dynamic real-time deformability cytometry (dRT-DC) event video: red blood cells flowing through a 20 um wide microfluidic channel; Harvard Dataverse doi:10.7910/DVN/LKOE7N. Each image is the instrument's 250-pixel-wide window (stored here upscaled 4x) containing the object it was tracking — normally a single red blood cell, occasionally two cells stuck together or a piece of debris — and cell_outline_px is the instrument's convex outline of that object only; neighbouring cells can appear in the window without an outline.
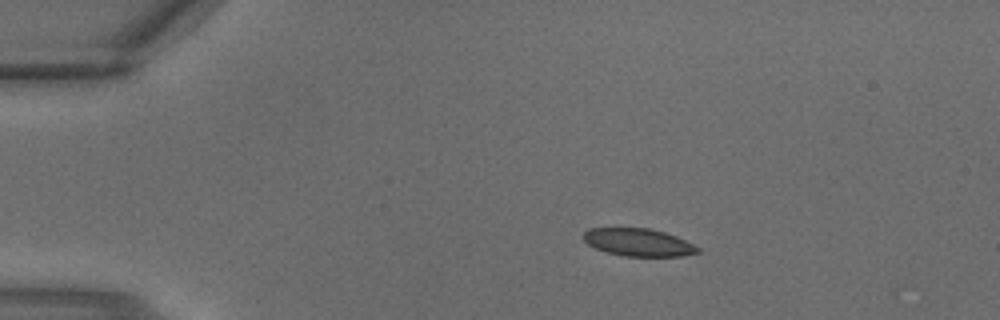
{"species": "common noctule bat (a hibernating species)", "species_latin": "Nyctalus noctula", "temperature_condition": "warm", "stored_images_in_passage": 2, "camera_frame_rate_fps": 3000, "um_per_image_px": 0.085, "animal": {"sex": "male", "body_mass_g": 18.8}, "frame": {"image": 1, "passage_image": 1, "time_ms": 0.0, "image_size_px": [1000, 320], "cell_outline_px": [[700, 252], [680, 256], [624, 256], [608, 252], [596, 248], [588, 244], [584, 240], [584, 232], [588, 228], [652, 228], [676, 236], [700, 248]], "centroid_in_image_um": [54.26, 20.59], "position_along_channel_um": 30.7, "area_um2": 18.26}}